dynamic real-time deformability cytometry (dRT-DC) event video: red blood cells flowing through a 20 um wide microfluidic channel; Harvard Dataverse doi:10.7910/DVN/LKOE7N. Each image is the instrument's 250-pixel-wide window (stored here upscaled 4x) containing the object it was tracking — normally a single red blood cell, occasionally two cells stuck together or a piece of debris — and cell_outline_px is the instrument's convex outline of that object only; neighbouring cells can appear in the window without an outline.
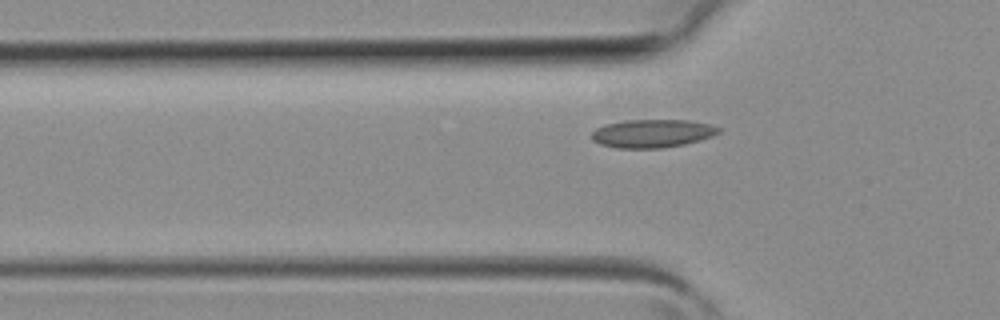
{"species": "common noctule bat (a hibernating species)", "species_latin": "Nyctalus noctula", "temperature_condition": "room temperature", "stored_images_in_passage": 3, "camera_frame_rate_fps": 3000, "um_per_image_px": 0.085, "animal": {"sex": "female", "body_mass_g": 19.3, "forearm_length_mm": 54.1}, "frame": {"image": 1, "passage_image": 3, "time_ms": 0.667, "image_size_px": [1000, 320], "cell_outline_px": [[720, 132], [712, 136], [700, 140], [684, 144], [664, 148], [616, 148], [600, 144], [592, 140], [592, 132], [596, 128], [604, 124], [628, 120], [688, 120], [708, 124], [720, 128]], "centroid_in_image_um": [55.42, 11.34], "position_along_channel_um": 70.4, "area_um2": 20.87}}